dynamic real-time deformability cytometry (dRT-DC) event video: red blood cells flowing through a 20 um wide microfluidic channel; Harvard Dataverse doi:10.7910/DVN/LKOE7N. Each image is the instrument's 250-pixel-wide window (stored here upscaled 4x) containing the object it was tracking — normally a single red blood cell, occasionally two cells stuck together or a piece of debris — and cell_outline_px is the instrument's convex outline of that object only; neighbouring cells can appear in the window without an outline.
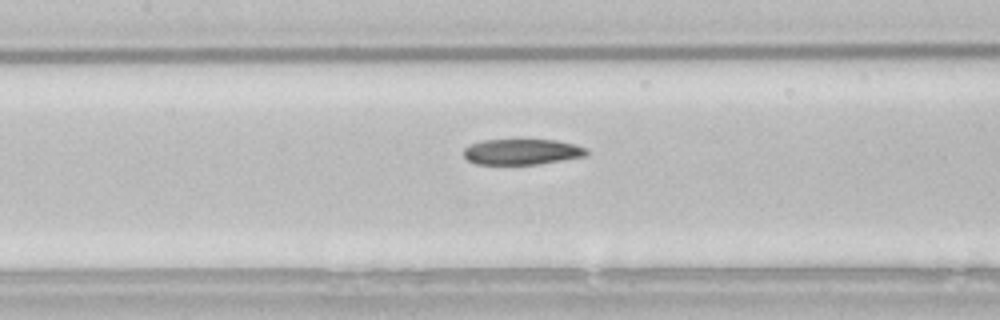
{"species": "common noctule bat (a hibernating species)", "species_latin": "Nyctalus noctula", "temperature_condition": "room temperature", "stored_images_in_passage": 18, "camera_frame_rate_fps": 3000, "um_per_image_px": 0.085, "animal": {"sex": "male", "body_mass_g": 21.5, "forearm_length_mm": 52.0}, "frame": {"image": 1, "passage_image": 16, "time_ms": 5.0, "image_size_px": [1000, 320], "cell_outline_px": [[588, 156], [540, 164], [476, 164], [468, 160], [464, 156], [464, 148], [468, 144], [480, 140], [556, 140], [588, 148]], "centroid_in_image_um": [44.37, 12.9], "position_along_channel_um": 163.0, "area_um2": 18.55}}